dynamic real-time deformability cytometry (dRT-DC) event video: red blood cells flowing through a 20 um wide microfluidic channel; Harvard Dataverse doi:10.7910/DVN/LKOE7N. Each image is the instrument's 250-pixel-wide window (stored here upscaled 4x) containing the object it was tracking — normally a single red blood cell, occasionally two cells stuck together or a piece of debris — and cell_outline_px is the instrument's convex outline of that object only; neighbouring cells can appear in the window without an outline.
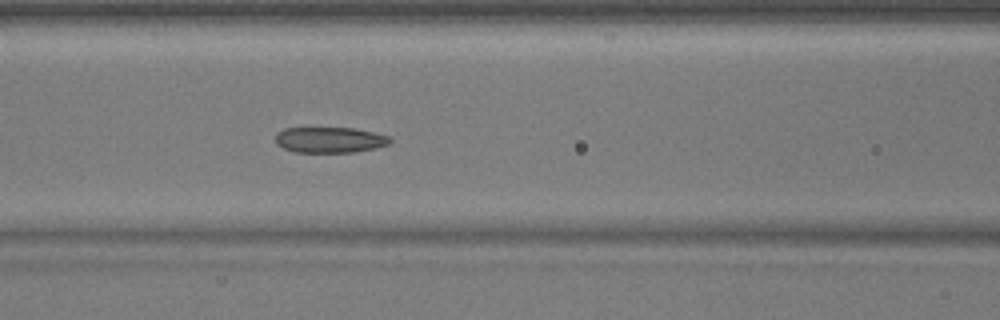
{"species": "common noctule bat (a hibernating species)", "species_latin": "Nyctalus noctula", "temperature_condition": "warm", "stored_images_in_passage": 28, "camera_frame_rate_fps": 3000, "um_per_image_px": 0.085, "animal": {"sex": "male", "body_mass_g": 17.9}, "frame": {"image": 1, "passage_image": 8, "time_ms": 2.333, "image_size_px": [1000, 320], "cell_outline_px": [[392, 140], [388, 144], [376, 148], [352, 152], [296, 152], [284, 148], [276, 144], [276, 132], [284, 128], [352, 128], [372, 132], [388, 136]], "centroid_in_image_um": [28.0, 11.89], "position_along_channel_um": 138.6, "area_um2": 17.05}}
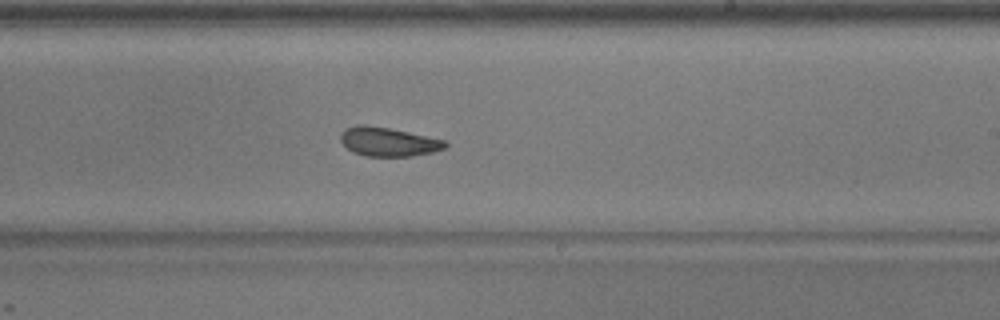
{"frame": {"image": 2, "passage_image": 17, "time_ms": 5.333, "image_size_px": [1000, 320], "cell_outline_px": [[448, 144], [444, 148], [432, 152], [412, 156], [364, 156], [352, 152], [340, 140], [340, 136], [344, 128], [356, 124], [364, 124], [388, 128], [408, 132], [444, 140]], "centroid_in_image_um": [32.95, 12.05], "position_along_channel_um": 256.0, "area_um2": 17.57}}
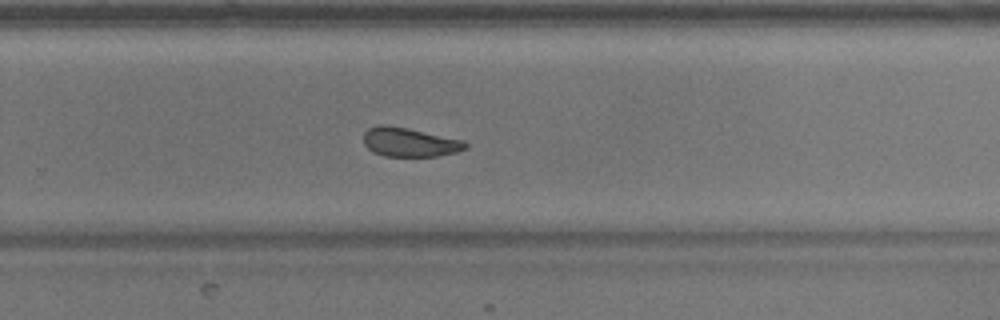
{"frame": {"image": 3, "passage_image": 20, "time_ms": 6.333, "image_size_px": [1000, 320], "cell_outline_px": [[468, 148], [456, 152], [440, 156], [384, 156], [372, 152], [364, 144], [364, 132], [368, 128], [376, 124], [384, 124], [408, 128], [464, 140], [468, 144]], "centroid_in_image_um": [34.81, 12.08], "position_along_channel_um": 295.0, "area_um2": 17.46}}